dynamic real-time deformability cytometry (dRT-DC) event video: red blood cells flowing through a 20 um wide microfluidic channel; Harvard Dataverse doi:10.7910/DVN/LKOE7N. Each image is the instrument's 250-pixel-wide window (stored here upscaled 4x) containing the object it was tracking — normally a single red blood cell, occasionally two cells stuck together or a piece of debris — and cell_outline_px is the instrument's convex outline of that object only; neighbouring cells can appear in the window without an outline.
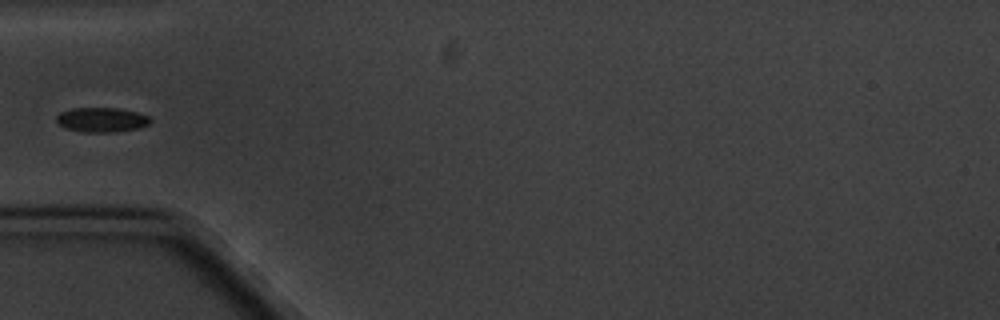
{"species": "common noctule bat (a hibernating species)", "species_latin": "Nyctalus noctula", "temperature_condition": "cold", "stored_images_in_passage": 11, "camera_frame_rate_fps": 3000, "um_per_image_px": 0.085, "animal": {"sex": "male", "body_mass_g": 20.1, "forearm_length_mm": 53.5}, "frame": {"image": 1, "passage_image": 5, "time_ms": 4.667, "image_size_px": [1000, 320], "cell_outline_px": [[152, 120], [148, 124], [140, 128], [112, 132], [84, 132], [64, 128], [56, 124], [56, 116], [60, 112], [72, 108], [120, 108], [136, 112], [148, 116]], "centroid_in_image_um": [8.6, 10.18], "position_along_channel_um": 76.4, "area_um2": 13.58}}
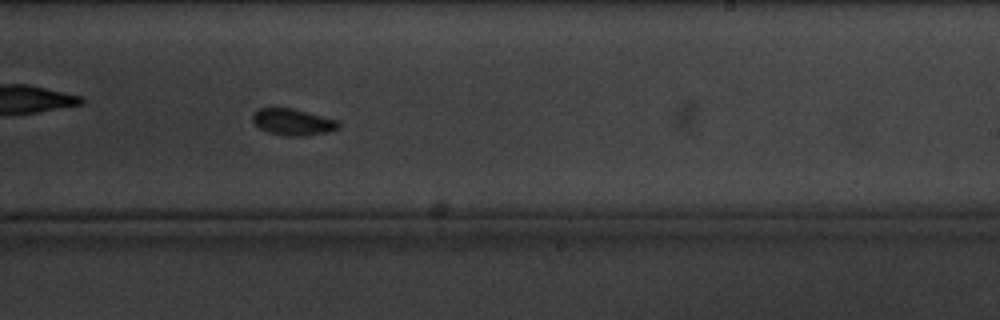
{"frame": {"image": 2, "passage_image": 10, "time_ms": 10.333, "image_size_px": [1000, 320], "cell_outline_px": [[340, 128], [328, 132], [304, 136], [284, 136], [268, 132], [260, 128], [252, 120], [252, 116], [260, 108], [292, 108], [340, 120]], "centroid_in_image_um": [24.95, 10.38], "position_along_channel_um": 264.0, "area_um2": 13.35}}